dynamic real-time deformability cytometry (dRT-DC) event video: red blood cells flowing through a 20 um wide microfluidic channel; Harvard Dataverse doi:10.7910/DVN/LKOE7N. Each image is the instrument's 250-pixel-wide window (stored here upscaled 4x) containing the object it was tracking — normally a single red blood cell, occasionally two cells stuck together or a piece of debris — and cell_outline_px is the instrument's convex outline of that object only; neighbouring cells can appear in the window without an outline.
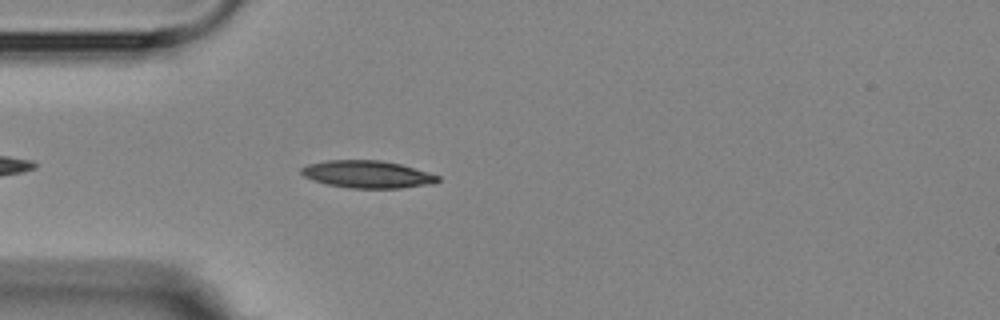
{"species": "Egyptian fruit bat (a non-hibernating species)", "species_latin": "Rousettus aegyptiacus", "temperature_condition": "room temperature", "stored_images_in_passage": 2, "camera_frame_rate_fps": 3000, "um_per_image_px": 0.085, "animal": {"sex": "female"}, "frame": {"image": 1, "passage_image": 2, "time_ms": 2.333, "image_size_px": [1000, 320], "cell_outline_px": [[440, 180], [436, 184], [400, 188], [352, 188], [328, 184], [312, 180], [304, 176], [300, 172], [300, 168], [308, 164], [328, 160], [380, 160], [400, 164], [428, 172], [440, 176]], "centroid_in_image_um": [31.26, 14.82], "position_along_channel_um": 53.7, "area_um2": 21.85}}